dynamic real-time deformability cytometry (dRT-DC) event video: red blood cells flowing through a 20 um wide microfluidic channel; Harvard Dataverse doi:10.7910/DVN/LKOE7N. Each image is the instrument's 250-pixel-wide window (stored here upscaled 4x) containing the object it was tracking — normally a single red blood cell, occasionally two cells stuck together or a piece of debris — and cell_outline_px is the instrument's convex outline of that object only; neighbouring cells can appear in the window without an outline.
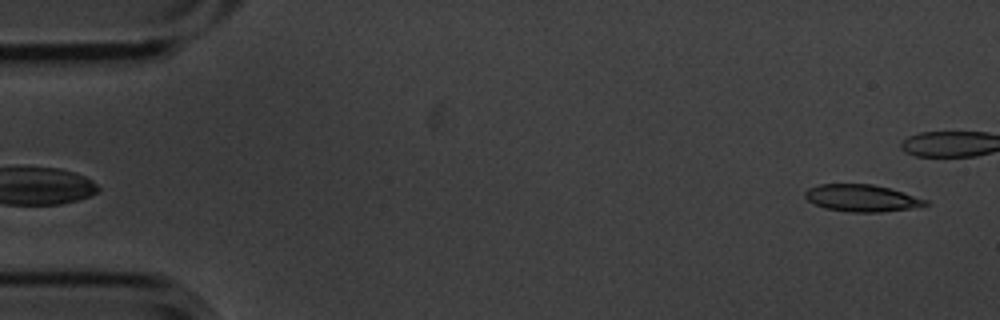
{"species": "common noctule bat (a hibernating species)", "species_latin": "Nyctalus noctula", "temperature_condition": "cold", "stored_images_in_passage": 6, "segment_of_instrument_passage": [2, 2], "camera_frame_rate_fps": 3000, "um_per_image_px": 0.085, "animal": {"sex": "male", "body_mass_g": 20.1, "forearm_length_mm": 53.5}, "frame": {"image": 1, "passage_image": 6, "time_ms": 1.667, "image_size_px": [1000, 320], "cell_outline_px": [[928, 204], [908, 208], [880, 212], [852, 212], [824, 208], [808, 200], [804, 196], [804, 192], [808, 188], [820, 184], [872, 184], [888, 188], [928, 200]], "centroid_in_image_um": [73.19, 16.83], "position_along_channel_um": 11.8, "area_um2": 18.61}}